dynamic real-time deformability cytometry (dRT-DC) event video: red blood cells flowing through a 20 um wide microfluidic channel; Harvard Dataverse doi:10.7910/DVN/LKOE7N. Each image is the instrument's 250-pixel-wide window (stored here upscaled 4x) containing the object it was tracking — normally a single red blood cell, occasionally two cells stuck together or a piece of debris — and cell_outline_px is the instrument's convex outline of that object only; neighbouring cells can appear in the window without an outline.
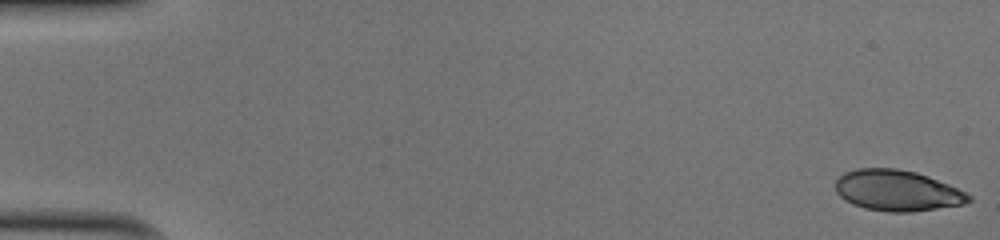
{"species": "human", "species_latin": "Homo sapiens", "temperature_condition": "cold", "stored_images_in_passage": 51, "camera_frame_rate_fps": 3000, "um_per_image_px": 0.085, "donor": {"sex": "male"}, "frame": {"image": 1, "passage_image": 1, "time_ms": 0.0, "image_size_px": [1000, 240], "cell_outline_px": [[972, 200], [964, 204], [912, 212], [888, 212], [864, 208], [852, 204], [844, 200], [836, 192], [836, 180], [844, 172], [856, 168], [896, 168], [916, 172], [928, 176], [948, 184], [972, 196]], "centroid_in_image_um": [76.24, 16.2], "position_along_channel_um": 8.8, "area_um2": 31.79}}
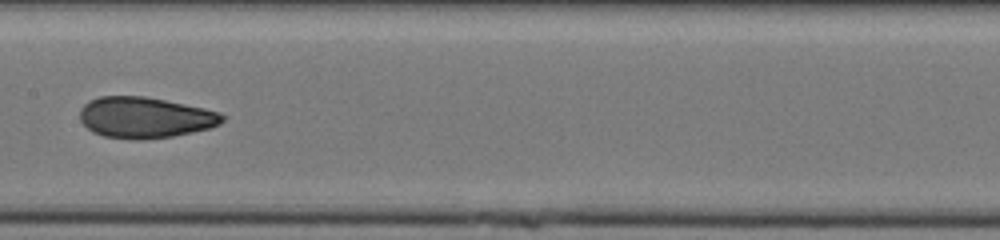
{"frame": {"image": 2, "passage_image": 27, "time_ms": 8.667, "image_size_px": [1000, 240], "cell_outline_px": [[224, 120], [220, 124], [208, 128], [192, 132], [172, 136], [140, 140], [132, 140], [104, 136], [92, 132], [80, 120], [80, 108], [88, 100], [100, 96], [144, 96], [204, 108], [220, 112], [224, 116]], "centroid_in_image_um": [12.3, 9.99], "position_along_channel_um": 195.1, "area_um2": 34.04}}
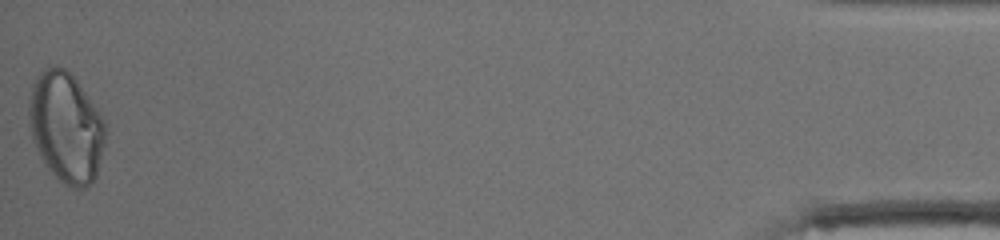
{"frame": {"image": 3, "passage_image": 51, "time_ms": 16.667, "image_size_px": [1000, 240], "cell_outline_px": [[104, 144], [96, 176], [84, 188], [72, 188], [64, 184], [44, 164], [32, 140], [28, 120], [28, 104], [32, 84], [36, 76], [44, 68], [56, 64], [64, 68], [76, 80], [104, 120]], "centroid_in_image_um": [5.56, 10.8], "position_along_channel_um": 429.6, "area_um2": 48.78}, "authors_computed_cell_mechanics": {"area_um2": 34.0442, "velocity_mm_per_s": 4.0462, "shape_relaxation_time_tau1_ms": null, "shape_relaxation_time_tau2_ms": 1.181, "deformation_change_tau1": null, "deformation_change_tau2": 0.0515}}